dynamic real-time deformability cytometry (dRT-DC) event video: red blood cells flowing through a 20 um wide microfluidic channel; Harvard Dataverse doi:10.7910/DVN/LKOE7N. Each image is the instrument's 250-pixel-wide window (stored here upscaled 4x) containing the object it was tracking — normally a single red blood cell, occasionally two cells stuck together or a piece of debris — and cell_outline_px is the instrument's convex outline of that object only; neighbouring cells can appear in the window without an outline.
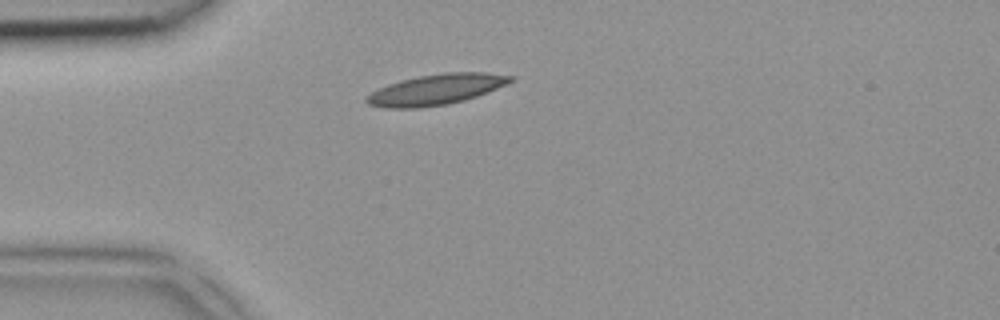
{"species": "common noctule bat (a hibernating species)", "species_latin": "Nyctalus noctula", "temperature_condition": "room temperature", "stored_images_in_passage": 2, "camera_frame_rate_fps": 3000, "um_per_image_px": 0.085, "animal": {"sex": "female", "body_mass_g": 18.4}, "frame": {"image": 1, "passage_image": 1, "time_ms": 0.0, "image_size_px": [1000, 320], "cell_outline_px": [[516, 80], [488, 92], [464, 100], [448, 104], [420, 108], [384, 108], [368, 104], [364, 100], [364, 96], [388, 84], [400, 80], [420, 76], [444, 72], [488, 72], [516, 76]], "centroid_in_image_um": [37.09, 7.6], "position_along_channel_um": 47.9, "area_um2": 25.89}}